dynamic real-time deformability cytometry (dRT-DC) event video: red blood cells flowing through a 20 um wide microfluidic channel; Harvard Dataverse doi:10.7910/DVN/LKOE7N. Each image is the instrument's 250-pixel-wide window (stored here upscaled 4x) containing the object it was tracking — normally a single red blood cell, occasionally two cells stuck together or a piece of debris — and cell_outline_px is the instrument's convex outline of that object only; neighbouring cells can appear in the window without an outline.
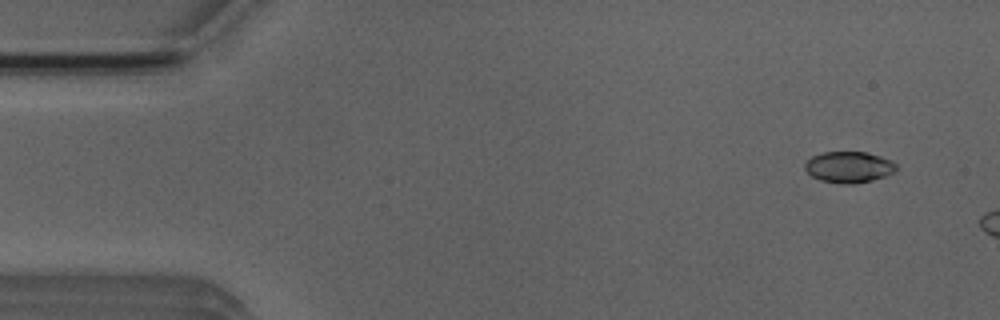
{"species": "Egyptian fruit bat (a non-hibernating species)", "species_latin": "Rousettus aegyptiacus", "temperature_condition": "room temperature", "stored_images_in_passage": 3, "camera_frame_rate_fps": 3000, "um_per_image_px": 0.085, "animal": {"sex": "male"}, "frame": {"image": 1, "passage_image": 1, "time_ms": 0.0, "image_size_px": [1000, 320], "cell_outline_px": [[896, 172], [872, 180], [852, 184], [844, 184], [820, 180], [812, 176], [804, 168], [804, 164], [812, 156], [824, 152], [868, 152], [892, 160], [896, 164]], "centroid_in_image_um": [72.17, 14.2], "position_along_channel_um": 12.8, "area_um2": 16.59}}